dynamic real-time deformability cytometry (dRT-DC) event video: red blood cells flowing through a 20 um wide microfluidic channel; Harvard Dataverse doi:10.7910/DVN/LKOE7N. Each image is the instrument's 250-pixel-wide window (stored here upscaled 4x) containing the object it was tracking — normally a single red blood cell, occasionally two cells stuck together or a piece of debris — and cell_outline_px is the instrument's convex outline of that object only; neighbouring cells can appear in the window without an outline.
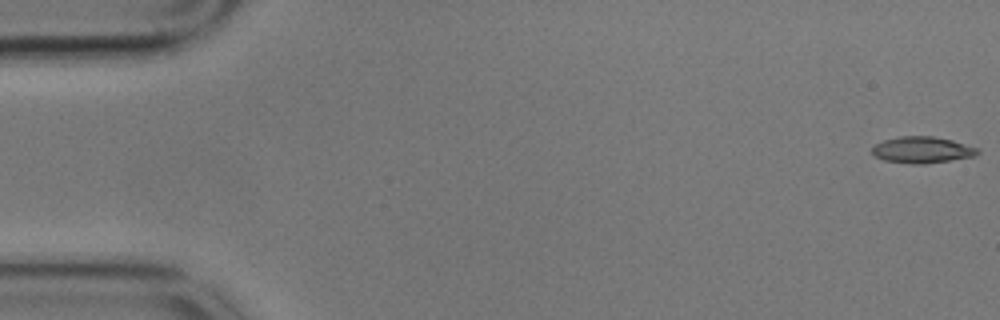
{"species": "common noctule bat (a hibernating species)", "species_latin": "Nyctalus noctula", "temperature_condition": "cold", "stored_images_in_passage": 56, "camera_frame_rate_fps": 3000, "um_per_image_px": 0.085, "animal": {"sex": "male", "body_mass_g": 17.9}, "frame": {"image": 1, "passage_image": 1, "time_ms": 0.0, "image_size_px": [1000, 320], "cell_outline_px": [[980, 152], [976, 156], [924, 164], [912, 164], [884, 160], [876, 156], [872, 152], [872, 148], [876, 144], [884, 140], [900, 136], [932, 136], [952, 140], [980, 148]], "centroid_in_image_um": [78.43, 12.74], "position_along_channel_um": 6.6, "area_um2": 16.24}}
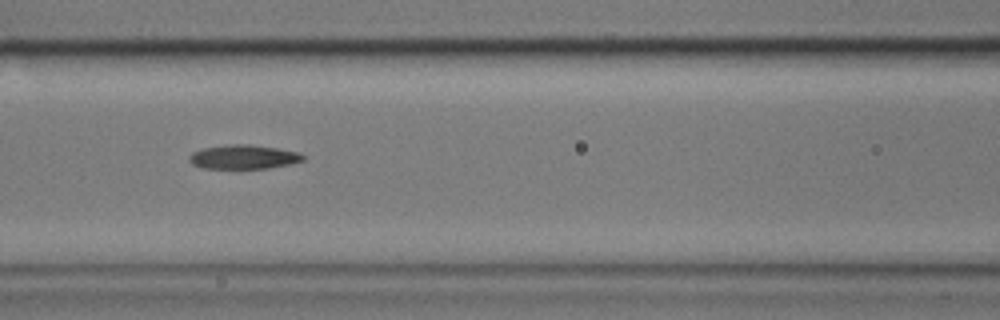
{"frame": {"image": 2, "passage_image": 24, "time_ms": 7.667, "image_size_px": [1000, 320], "cell_outline_px": [[304, 160], [292, 164], [268, 168], [204, 168], [192, 164], [188, 160], [188, 156], [192, 152], [204, 148], [232, 144], [248, 144], [276, 148], [300, 152], [304, 156]], "centroid_in_image_um": [20.71, 13.34], "position_along_channel_um": 145.9, "area_um2": 15.95}}
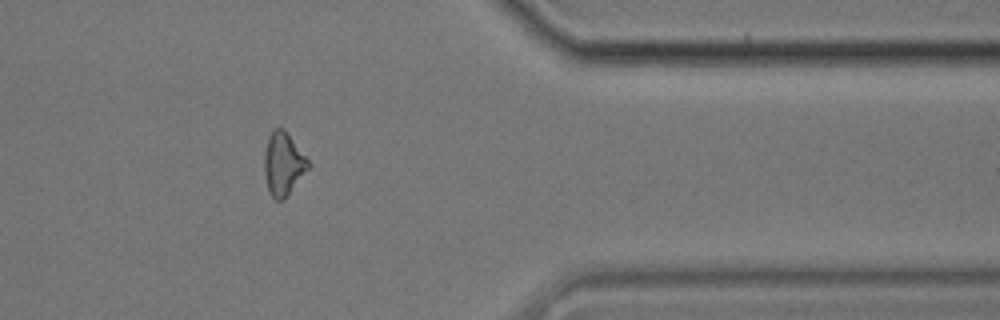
{"frame": {"image": 3, "passage_image": 46, "time_ms": 15.0, "image_size_px": [1000, 320], "cell_outline_px": [[312, 164], [288, 196], [284, 200], [276, 200], [268, 192], [264, 172], [264, 152], [268, 136], [272, 128], [284, 128]], "centroid_in_image_um": [24.08, 13.93], "position_along_channel_um": 387.3, "area_um2": 16.47}}